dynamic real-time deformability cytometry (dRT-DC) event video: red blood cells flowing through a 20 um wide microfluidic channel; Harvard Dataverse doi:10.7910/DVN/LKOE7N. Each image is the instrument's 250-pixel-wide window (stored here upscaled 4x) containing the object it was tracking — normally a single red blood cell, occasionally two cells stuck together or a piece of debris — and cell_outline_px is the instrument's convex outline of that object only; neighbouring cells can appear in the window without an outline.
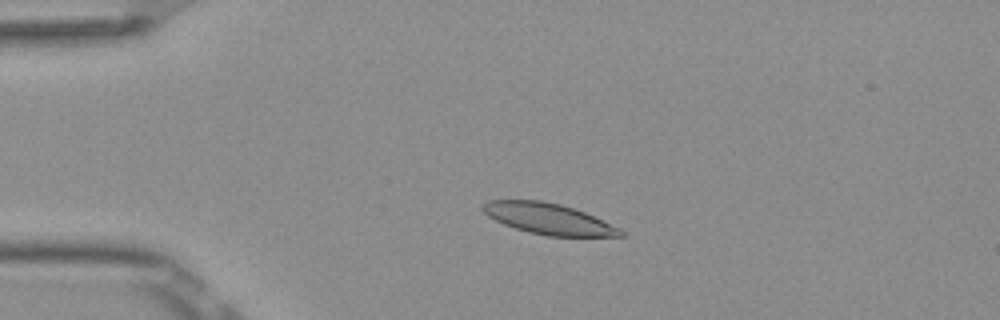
{"species": "Egyptian fruit bat (a non-hibernating species)", "species_latin": "Rousettus aegyptiacus", "temperature_condition": "room temperature", "stored_images_in_passage": 51, "camera_frame_rate_fps": 3000, "um_per_image_px": 0.085, "frame": {"image": 1, "passage_image": 10, "time_ms": 3.0, "image_size_px": [1000, 320], "cell_outline_px": [[624, 236], [548, 236], [528, 232], [504, 224], [488, 216], [480, 208], [488, 200], [544, 200], [560, 204], [584, 212], [620, 228], [624, 232]], "centroid_in_image_um": [46.61, 18.59], "position_along_channel_um": 38.4, "area_um2": 24.62}}
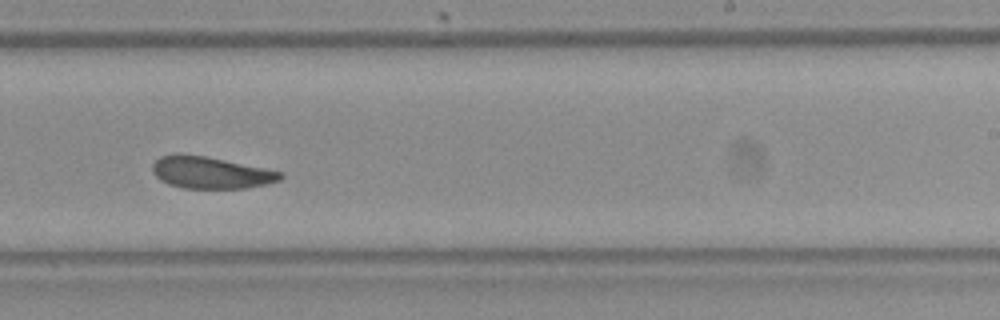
{"frame": {"image": 2, "passage_image": 31, "time_ms": 10.0, "image_size_px": [1000, 320], "cell_outline_px": [[284, 176], [280, 180], [268, 184], [244, 188], [184, 188], [168, 184], [160, 180], [152, 172], [152, 164], [160, 156], [204, 156], [284, 172]], "centroid_in_image_um": [17.95, 14.7], "position_along_channel_um": 271.0, "area_um2": 23.24}}
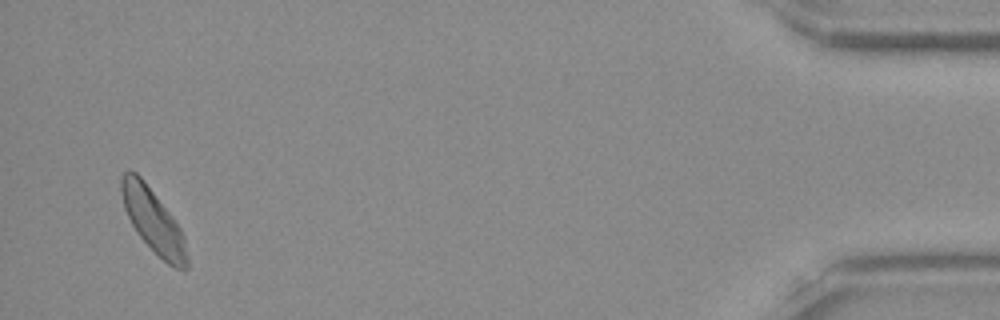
{"frame": {"image": 3, "passage_image": 49, "time_ms": 16.0, "image_size_px": [1000, 320], "cell_outline_px": [[188, 268], [184, 272], [168, 264], [136, 232], [124, 208], [120, 192], [120, 176], [128, 168], [136, 172], [144, 180], [172, 216], [180, 228], [184, 236], [188, 256]], "centroid_in_image_um": [13.01, 18.74], "position_along_channel_um": 422.2, "area_um2": 24.33}, "authors_computed_cell_mechanics": {"area_um2": 24.7384, "velocity_mm_per_s": 3.8339, "shape_relaxation_time_tau1_ms": 3.4027, "shape_relaxation_time_tau2_ms": 4.1546, "deformation_change_tau1": 0.1045, "deformation_change_tau2": 0.0991}}